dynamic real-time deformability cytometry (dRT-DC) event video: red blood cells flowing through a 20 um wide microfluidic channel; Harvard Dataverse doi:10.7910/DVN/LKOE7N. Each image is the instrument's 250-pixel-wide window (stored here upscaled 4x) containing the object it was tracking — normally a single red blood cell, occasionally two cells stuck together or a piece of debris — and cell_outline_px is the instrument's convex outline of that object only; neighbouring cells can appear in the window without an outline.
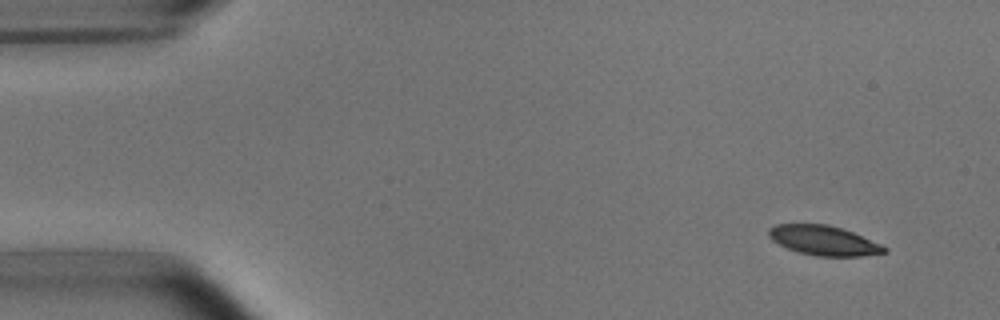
{"species": "common noctule bat (a hibernating species)", "species_latin": "Nyctalus noctula", "temperature_condition": "room temperature", "stored_images_in_passage": 5, "camera_frame_rate_fps": 3000, "um_per_image_px": 0.085, "animal": {"sex": "male", "body_mass_g": 15.6}, "frame": {"image": 1, "passage_image": 1, "time_ms": 0.0, "image_size_px": [1000, 320], "cell_outline_px": [[888, 252], [860, 256], [816, 256], [800, 252], [788, 248], [772, 240], [768, 236], [768, 228], [776, 224], [828, 224], [852, 232], [880, 244], [888, 248]], "centroid_in_image_um": [70.0, 20.44], "position_along_channel_um": 15.0, "area_um2": 19.77}}
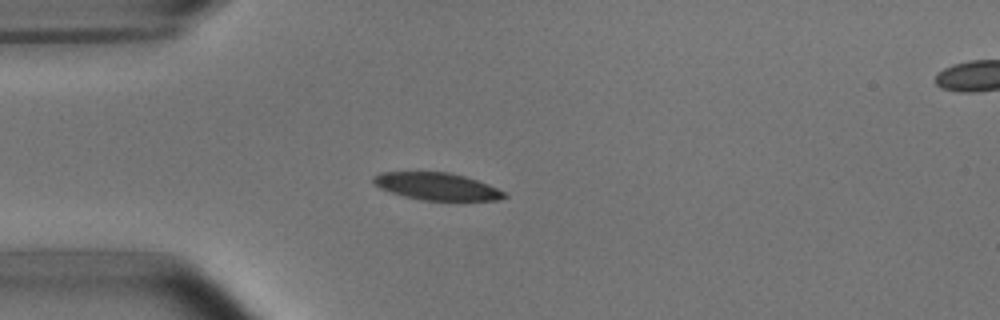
{"frame": {"image": 2, "passage_image": 4, "time_ms": 3.333, "image_size_px": [1000, 320], "cell_outline_px": [[508, 196], [500, 200], [420, 200], [388, 192], [372, 184], [372, 176], [380, 172], [448, 172], [464, 176], [488, 184], [504, 192]], "centroid_in_image_um": [37.07, 15.84], "position_along_channel_um": 47.9, "area_um2": 20.87}}